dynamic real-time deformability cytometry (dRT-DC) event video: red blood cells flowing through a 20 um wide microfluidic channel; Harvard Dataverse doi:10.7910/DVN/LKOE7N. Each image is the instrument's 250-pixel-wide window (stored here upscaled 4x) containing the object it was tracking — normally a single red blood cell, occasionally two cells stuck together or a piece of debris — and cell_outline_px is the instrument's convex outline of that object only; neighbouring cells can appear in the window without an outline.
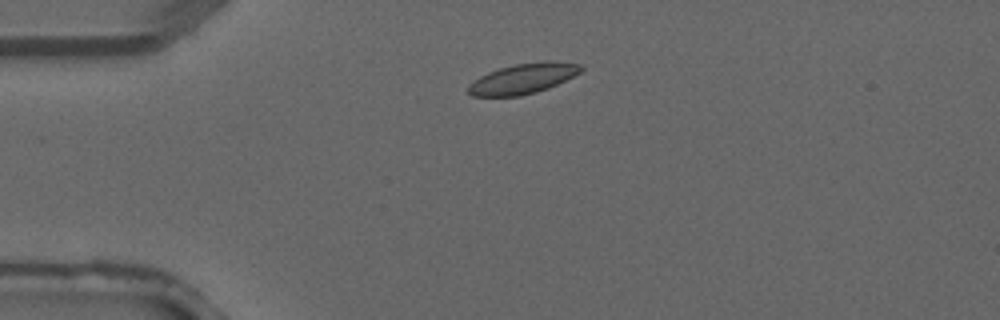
{"species": "common noctule bat (a hibernating species)", "species_latin": "Nyctalus noctula", "temperature_condition": "warm", "stored_images_in_passage": 2, "camera_frame_rate_fps": 3000, "um_per_image_px": 0.085, "animal": {"sex": "male", "forearm_length_mm": 52.5}, "frame": {"image": 1, "passage_image": 2, "time_ms": 0.333, "image_size_px": [1000, 320], "cell_outline_px": [[584, 68], [580, 72], [548, 88], [536, 92], [520, 96], [472, 96], [468, 92], [468, 84], [480, 76], [488, 72], [500, 68], [516, 64], [544, 60], [552, 60], [580, 64]], "centroid_in_image_um": [44.45, 6.67], "position_along_channel_um": 40.5, "area_um2": 19.83}}